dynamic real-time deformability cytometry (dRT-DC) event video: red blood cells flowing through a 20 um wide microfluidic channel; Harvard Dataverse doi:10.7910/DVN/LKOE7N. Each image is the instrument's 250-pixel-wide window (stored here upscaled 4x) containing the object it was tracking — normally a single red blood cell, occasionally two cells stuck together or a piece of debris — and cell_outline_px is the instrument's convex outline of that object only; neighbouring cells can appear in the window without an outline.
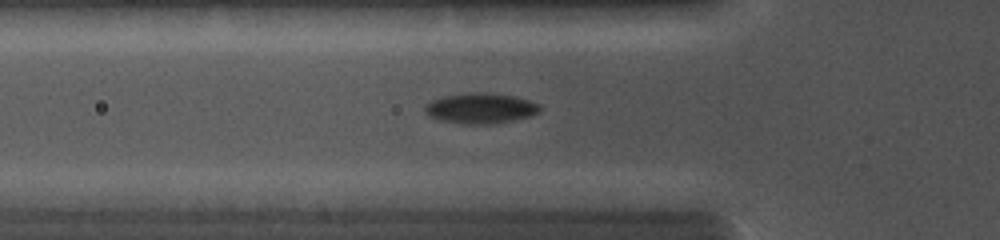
{"species": "common noctule bat (a hibernating species)", "species_latin": "Nyctalus noctula", "temperature_condition": "cold", "stored_images_in_passage": 47, "camera_frame_rate_fps": 5000, "um_per_image_px": 0.085, "animal": {"sex": "female", "body_mass_g": 19.0, "forearm_length_mm": 56.7}, "frame": {"image": 1, "passage_image": 20, "time_ms": 4.6, "image_size_px": [1000, 240], "cell_outline_px": [[540, 112], [528, 116], [512, 120], [488, 124], [464, 124], [440, 120], [428, 116], [424, 112], [424, 104], [432, 100], [444, 96], [476, 92], [516, 96], [540, 104]], "centroid_in_image_um": [40.81, 9.21], "position_along_channel_um": 85.0, "area_um2": 20.23}}
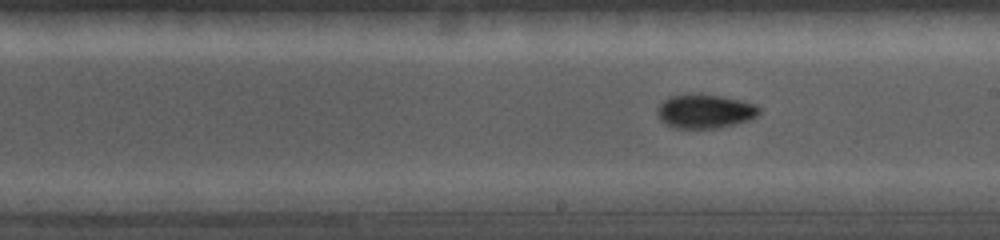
{"frame": {"image": 2, "passage_image": 37, "time_ms": 7.8, "image_size_px": [1000, 240], "cell_outline_px": [[760, 112], [752, 120], [716, 128], [676, 128], [664, 124], [660, 120], [656, 112], [660, 104], [664, 100], [672, 96], [720, 96], [756, 104], [760, 108]], "centroid_in_image_um": [59.94, 9.5], "position_along_channel_um": 229.1, "area_um2": 19.65}}
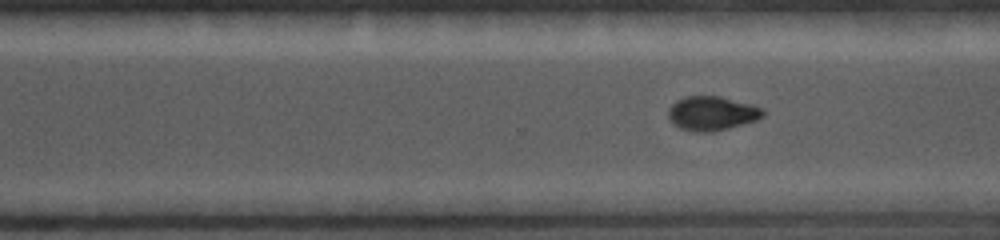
{"frame": {"image": 3, "passage_image": 47, "time_ms": 9.6, "image_size_px": [1000, 240], "cell_outline_px": [[764, 116], [756, 120], [728, 128], [712, 132], [692, 132], [680, 128], [672, 124], [668, 120], [668, 108], [676, 100], [688, 96], [716, 96], [752, 104], [764, 108]], "centroid_in_image_um": [60.48, 9.64], "position_along_channel_um": 310.1, "area_um2": 18.96}}